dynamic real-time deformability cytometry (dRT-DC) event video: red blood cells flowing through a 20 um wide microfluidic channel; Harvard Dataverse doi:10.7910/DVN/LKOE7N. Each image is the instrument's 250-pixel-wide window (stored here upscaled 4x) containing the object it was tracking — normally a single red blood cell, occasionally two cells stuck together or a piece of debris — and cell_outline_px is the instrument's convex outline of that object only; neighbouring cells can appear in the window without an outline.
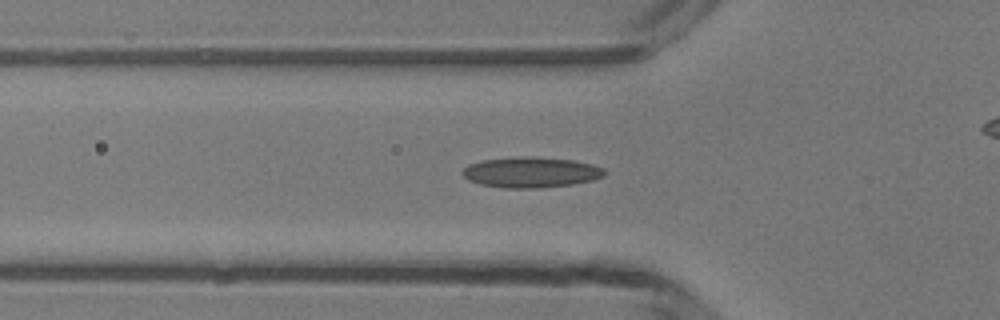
{"species": "common noctule bat (a hibernating species)", "species_latin": "Nyctalus noctula", "temperature_condition": "room temperature", "stored_images_in_passage": 36, "camera_frame_rate_fps": 3000, "um_per_image_px": 0.085, "animal": {"sex": "male", "body_mass_g": 13.3}, "frame": {"image": 1, "passage_image": 10, "time_ms": 3.0, "image_size_px": [1000, 320], "cell_outline_px": [[604, 176], [592, 180], [572, 184], [540, 188], [500, 188], [480, 184], [468, 180], [460, 172], [468, 164], [480, 160], [516, 156], [536, 156], [572, 160], [592, 164], [604, 168]], "centroid_in_image_um": [45.08, 14.63], "position_along_channel_um": 80.7, "area_um2": 25.61}}
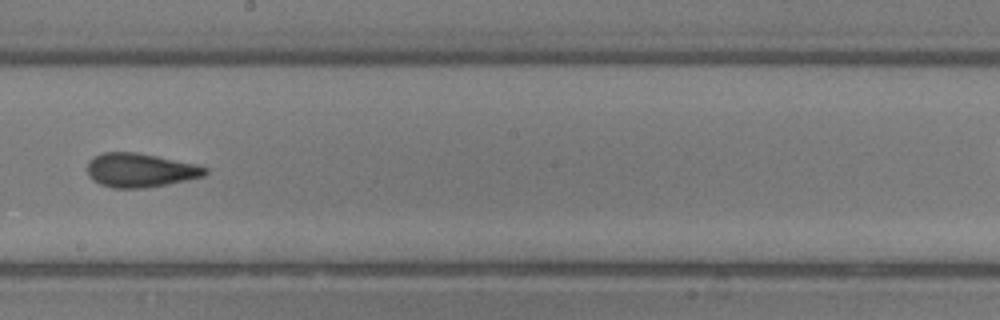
{"frame": {"image": 2, "passage_image": 21, "time_ms": 6.667, "image_size_px": [1000, 320], "cell_outline_px": [[208, 172], [204, 176], [168, 184], [144, 188], [112, 188], [100, 184], [92, 180], [88, 176], [88, 160], [100, 152], [136, 152], [196, 164], [208, 168]], "centroid_in_image_um": [11.89, 14.47], "position_along_channel_um": 236.3, "area_um2": 23.41}}
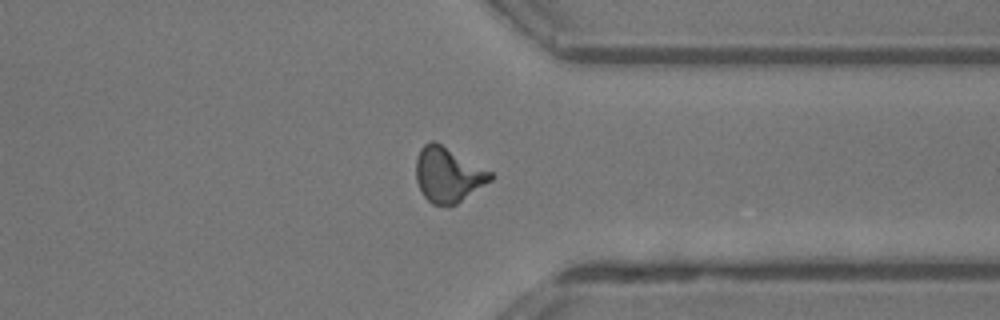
{"frame": {"image": 3, "passage_image": 31, "time_ms": 10.0, "image_size_px": [1000, 320], "cell_outline_px": [[496, 176], [492, 180], [456, 204], [448, 208], [432, 204], [420, 192], [416, 180], [416, 160], [420, 148], [424, 144], [432, 140], [436, 140], [492, 172]], "centroid_in_image_um": [38.08, 14.86], "position_along_channel_um": 373.3, "area_um2": 24.28}, "authors_computed_cell_mechanics": {"area_um2": 22.8021, "velocity_mm_per_s": 4.2108, "shape_relaxation_time_tau1_ms": null, "shape_relaxation_time_tau2_ms": 1.9446, "deformation_change_tau1": null, "deformation_change_tau2": 0.0934}}